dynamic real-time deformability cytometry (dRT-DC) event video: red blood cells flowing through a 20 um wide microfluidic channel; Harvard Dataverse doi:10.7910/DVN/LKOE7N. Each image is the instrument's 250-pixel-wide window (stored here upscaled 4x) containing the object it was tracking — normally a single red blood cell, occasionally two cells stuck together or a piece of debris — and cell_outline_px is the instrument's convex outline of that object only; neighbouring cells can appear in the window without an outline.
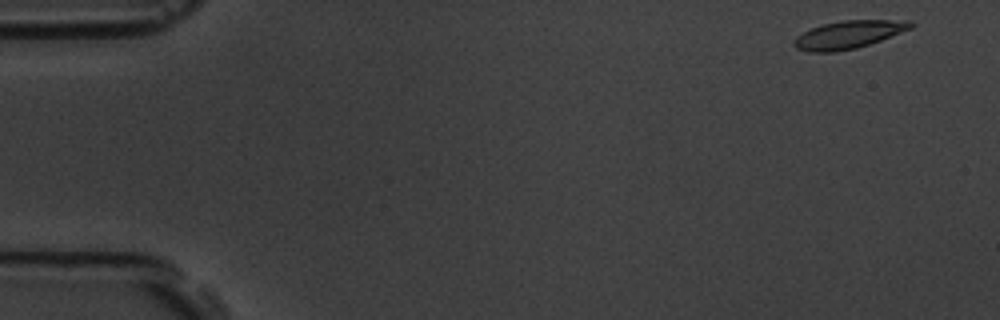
{"species": "common noctule bat (a hibernating species)", "species_latin": "Nyctalus noctula", "temperature_condition": "room temperature", "stored_images_in_passage": 4, "camera_frame_rate_fps": 3000, "um_per_image_px": 0.085, "animal": {"sex": "male", "body_mass_g": 19.5, "forearm_length_mm": 54.6}, "frame": {"image": 1, "passage_image": 1, "time_ms": 0.0, "image_size_px": [1000, 320], "cell_outline_px": [[916, 24], [912, 28], [880, 40], [856, 48], [832, 52], [808, 52], [796, 48], [792, 44], [792, 40], [796, 36], [812, 28], [824, 24], [844, 20], [912, 20]], "centroid_in_image_um": [72.12, 2.94], "position_along_channel_um": 12.9, "area_um2": 18.9}}
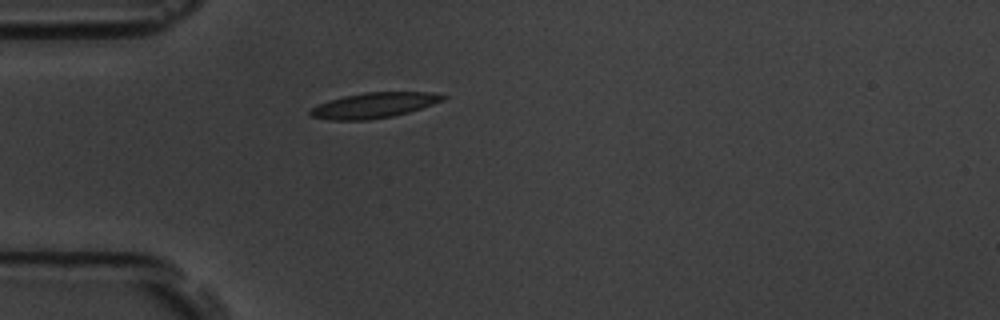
{"frame": {"image": 2, "passage_image": 4, "time_ms": 1.0, "image_size_px": [1000, 320], "cell_outline_px": [[448, 96], [444, 100], [408, 112], [392, 116], [368, 120], [328, 120], [312, 116], [308, 112], [312, 108], [328, 100], [344, 96], [364, 92], [432, 92]], "centroid_in_image_um": [31.78, 8.94], "position_along_channel_um": 53.2, "area_um2": 19.48}}